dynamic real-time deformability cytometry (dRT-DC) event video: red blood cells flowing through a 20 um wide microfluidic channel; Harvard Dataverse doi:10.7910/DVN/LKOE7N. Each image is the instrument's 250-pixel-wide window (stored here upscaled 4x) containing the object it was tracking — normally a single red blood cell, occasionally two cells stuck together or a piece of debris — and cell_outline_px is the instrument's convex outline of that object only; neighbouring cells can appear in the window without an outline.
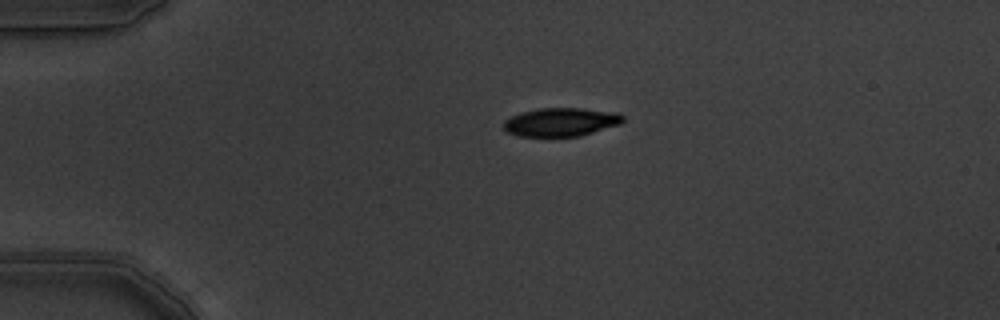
{"species": "common noctule bat (a hibernating species)", "species_latin": "Nyctalus noctula", "temperature_condition": "warm", "stored_images_in_passage": 8, "camera_frame_rate_fps": 3000, "um_per_image_px": 0.085, "animal": {"sex": "male", "body_mass_g": 19.5, "forearm_length_mm": 54.6}, "frame": {"image": 1, "passage_image": 1, "time_ms": 0.0, "image_size_px": [1000, 320], "cell_outline_px": [[624, 120], [620, 124], [580, 136], [516, 136], [508, 132], [504, 128], [504, 120], [520, 112], [540, 108], [580, 108], [616, 112], [624, 116]], "centroid_in_image_um": [47.68, 10.37], "position_along_channel_um": 37.3, "area_um2": 19.77}}
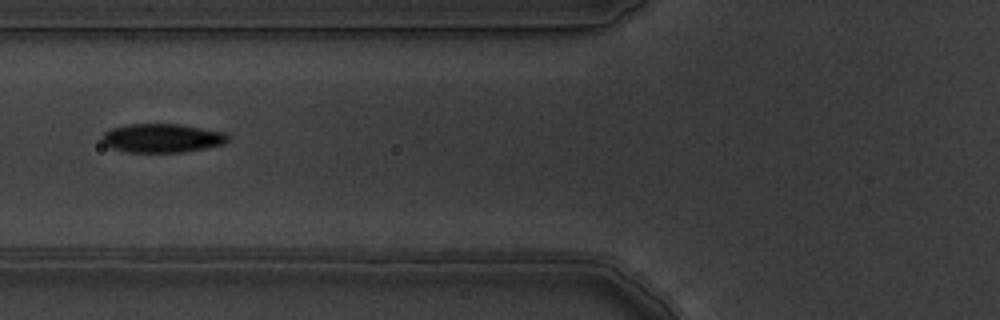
{"frame": {"image": 2, "passage_image": 4, "time_ms": 1.0, "image_size_px": [1000, 320], "cell_outline_px": [[228, 140], [224, 144], [184, 152], [124, 152], [112, 148], [104, 144], [100, 136], [104, 132], [112, 128], [128, 124], [180, 124], [224, 132], [228, 136]], "centroid_in_image_um": [13.74, 11.74], "position_along_channel_um": 112.1, "area_um2": 21.15}}
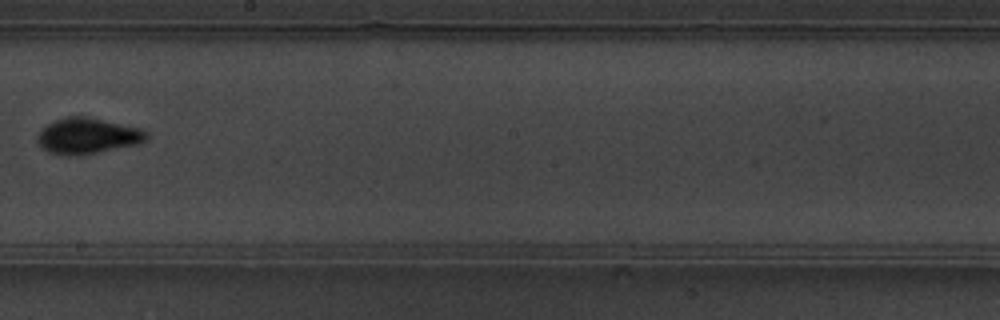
{"frame": {"image": 3, "passage_image": 7, "time_ms": 2.0, "image_size_px": [1000, 320], "cell_outline_px": [[148, 140], [140, 144], [80, 156], [60, 156], [48, 152], [36, 140], [36, 136], [48, 124], [56, 120], [72, 116], [84, 116], [144, 128], [148, 132]], "centroid_in_image_um": [7.5, 11.58], "position_along_channel_um": 240.7, "area_um2": 23.12}}